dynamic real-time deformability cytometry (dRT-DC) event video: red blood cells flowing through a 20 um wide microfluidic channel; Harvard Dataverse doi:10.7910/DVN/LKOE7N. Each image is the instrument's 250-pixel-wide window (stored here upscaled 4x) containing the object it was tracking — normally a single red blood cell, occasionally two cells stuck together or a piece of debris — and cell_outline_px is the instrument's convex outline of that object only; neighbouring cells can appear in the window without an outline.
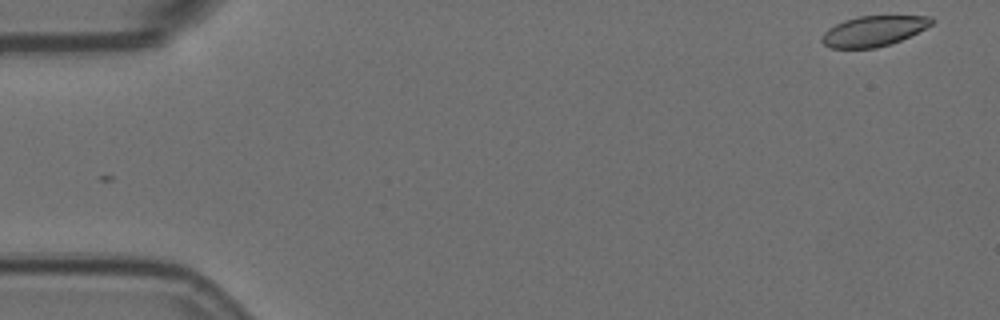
{"species": "Egyptian fruit bat (a non-hibernating species)", "species_latin": "Rousettus aegyptiacus", "temperature_condition": "room temperature", "stored_images_in_passage": 5, "camera_frame_rate_fps": 3000, "um_per_image_px": 0.085, "animal": {"sex": "female"}, "frame": {"image": 1, "passage_image": 1, "time_ms": 0.0, "image_size_px": [1000, 320], "cell_outline_px": [[936, 20], [932, 24], [900, 40], [876, 48], [828, 48], [820, 40], [820, 36], [828, 28], [844, 20], [860, 16], [932, 16]], "centroid_in_image_um": [74.21, 2.63], "position_along_channel_um": 10.8, "area_um2": 19.31}}
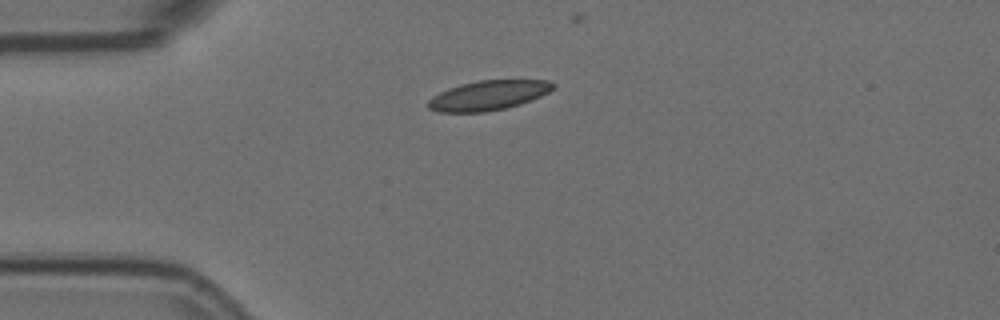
{"frame": {"image": 2, "passage_image": 3, "time_ms": 0.667, "image_size_px": [1000, 320], "cell_outline_px": [[556, 84], [548, 92], [540, 96], [520, 104], [504, 108], [484, 112], [440, 112], [428, 108], [428, 100], [432, 96], [448, 88], [460, 84], [480, 80], [548, 80]], "centroid_in_image_um": [41.48, 8.1], "position_along_channel_um": 43.5, "area_um2": 21.44}}
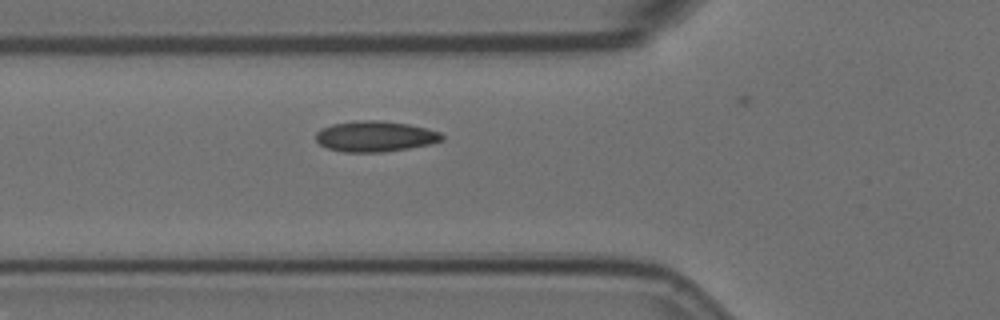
{"frame": {"image": 3, "passage_image": 5, "time_ms": 1.333, "image_size_px": [1000, 320], "cell_outline_px": [[444, 140], [432, 144], [384, 152], [344, 152], [328, 148], [320, 144], [316, 140], [316, 132], [320, 128], [332, 124], [356, 120], [380, 120], [408, 124], [440, 132], [444, 136]], "centroid_in_image_um": [31.88, 11.59], "position_along_channel_um": 93.9, "area_um2": 22.66}}